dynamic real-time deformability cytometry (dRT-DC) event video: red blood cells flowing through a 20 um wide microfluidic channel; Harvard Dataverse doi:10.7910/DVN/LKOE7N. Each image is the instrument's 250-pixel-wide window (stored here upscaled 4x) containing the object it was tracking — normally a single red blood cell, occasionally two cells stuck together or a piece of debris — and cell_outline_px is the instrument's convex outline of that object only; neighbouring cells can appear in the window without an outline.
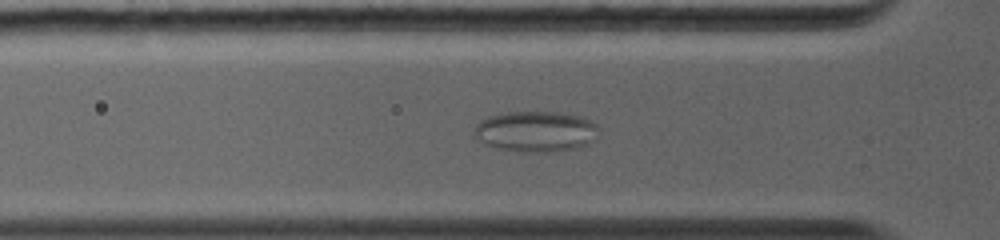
{"species": "common noctule bat (a hibernating species)", "species_latin": "Nyctalus noctula", "temperature_condition": "warm", "stored_images_in_passage": 38, "camera_frame_rate_fps": 5000, "um_per_image_px": 0.085, "animal": {"sex": "female", "body_mass_g": 19.0, "forearm_length_mm": 56.7}, "frame": {"image": 1, "passage_image": 12, "time_ms": 3.6, "image_size_px": [1000, 240], "cell_outline_px": [[596, 140], [576, 148], [552, 152], [520, 152], [500, 148], [484, 144], [476, 136], [476, 124], [480, 120], [488, 116], [508, 112], [560, 112], [580, 116], [592, 120], [596, 124]], "centroid_in_image_um": [45.56, 11.17], "position_along_channel_um": 80.2, "area_um2": 29.48}}
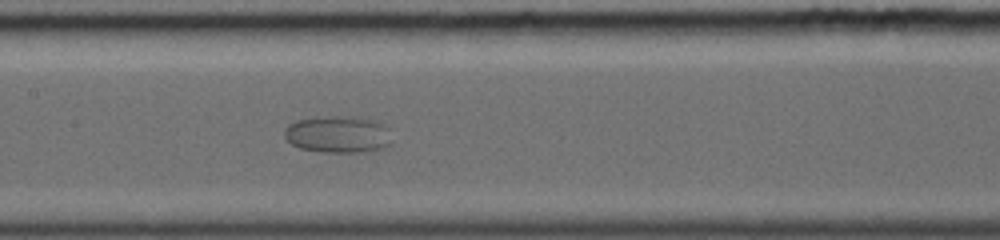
{"frame": {"image": 2, "passage_image": 20, "time_ms": 6.0, "image_size_px": [1000, 240], "cell_outline_px": [[388, 144], [384, 148], [364, 152], [324, 152], [300, 148], [292, 144], [284, 136], [284, 128], [288, 124], [296, 120], [320, 116], [352, 116], [376, 120], [384, 124], [388, 128]], "centroid_in_image_um": [28.69, 11.4], "position_along_channel_um": 178.7, "area_um2": 23.24}}
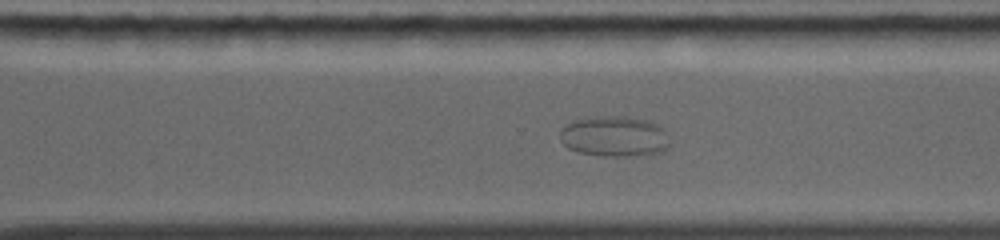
{"frame": {"image": 3, "passage_image": 33, "time_ms": 9.4, "image_size_px": [1000, 240], "cell_outline_px": [[668, 144], [660, 152], [624, 156], [600, 156], [580, 152], [568, 148], [564, 144], [560, 136], [560, 128], [572, 120], [596, 116], [628, 116], [644, 120], [656, 124], [660, 128]], "centroid_in_image_um": [52.11, 11.58], "position_along_channel_um": 318.5, "area_um2": 25.43}}